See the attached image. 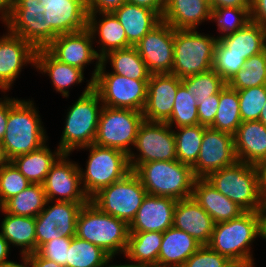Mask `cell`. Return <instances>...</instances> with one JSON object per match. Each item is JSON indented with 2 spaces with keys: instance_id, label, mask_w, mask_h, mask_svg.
<instances>
[{
  "instance_id": "obj_1",
  "label": "cell",
  "mask_w": 266,
  "mask_h": 267,
  "mask_svg": "<svg viewBox=\"0 0 266 267\" xmlns=\"http://www.w3.org/2000/svg\"><path fill=\"white\" fill-rule=\"evenodd\" d=\"M258 238L263 240L262 211L244 212L237 218L216 223L208 246L237 267H255L251 246Z\"/></svg>"
},
{
  "instance_id": "obj_2",
  "label": "cell",
  "mask_w": 266,
  "mask_h": 267,
  "mask_svg": "<svg viewBox=\"0 0 266 267\" xmlns=\"http://www.w3.org/2000/svg\"><path fill=\"white\" fill-rule=\"evenodd\" d=\"M39 112L33 100L9 97V115L2 142L10 161L48 141Z\"/></svg>"
},
{
  "instance_id": "obj_3",
  "label": "cell",
  "mask_w": 266,
  "mask_h": 267,
  "mask_svg": "<svg viewBox=\"0 0 266 267\" xmlns=\"http://www.w3.org/2000/svg\"><path fill=\"white\" fill-rule=\"evenodd\" d=\"M205 179L245 212L263 211L266 206V193L257 165L236 161Z\"/></svg>"
},
{
  "instance_id": "obj_4",
  "label": "cell",
  "mask_w": 266,
  "mask_h": 267,
  "mask_svg": "<svg viewBox=\"0 0 266 267\" xmlns=\"http://www.w3.org/2000/svg\"><path fill=\"white\" fill-rule=\"evenodd\" d=\"M88 82L75 103L67 109L66 118L58 148L71 153L81 147L94 144L98 121L103 104L100 95Z\"/></svg>"
},
{
  "instance_id": "obj_5",
  "label": "cell",
  "mask_w": 266,
  "mask_h": 267,
  "mask_svg": "<svg viewBox=\"0 0 266 267\" xmlns=\"http://www.w3.org/2000/svg\"><path fill=\"white\" fill-rule=\"evenodd\" d=\"M129 224L102 212L91 201L80 209L76 220V236L107 252L110 256L125 254Z\"/></svg>"
},
{
  "instance_id": "obj_6",
  "label": "cell",
  "mask_w": 266,
  "mask_h": 267,
  "mask_svg": "<svg viewBox=\"0 0 266 267\" xmlns=\"http://www.w3.org/2000/svg\"><path fill=\"white\" fill-rule=\"evenodd\" d=\"M134 172L147 194L175 200L192 197L195 176L192 167L173 161H151L140 164Z\"/></svg>"
},
{
  "instance_id": "obj_7",
  "label": "cell",
  "mask_w": 266,
  "mask_h": 267,
  "mask_svg": "<svg viewBox=\"0 0 266 267\" xmlns=\"http://www.w3.org/2000/svg\"><path fill=\"white\" fill-rule=\"evenodd\" d=\"M198 29H175L174 58L171 74L178 78L212 70L218 38Z\"/></svg>"
},
{
  "instance_id": "obj_8",
  "label": "cell",
  "mask_w": 266,
  "mask_h": 267,
  "mask_svg": "<svg viewBox=\"0 0 266 267\" xmlns=\"http://www.w3.org/2000/svg\"><path fill=\"white\" fill-rule=\"evenodd\" d=\"M82 149L89 151L86 169L79 165L82 187L89 199L131 171L128 155L124 151L96 144L81 147L77 151Z\"/></svg>"
},
{
  "instance_id": "obj_9",
  "label": "cell",
  "mask_w": 266,
  "mask_h": 267,
  "mask_svg": "<svg viewBox=\"0 0 266 267\" xmlns=\"http://www.w3.org/2000/svg\"><path fill=\"white\" fill-rule=\"evenodd\" d=\"M106 67L100 63L93 81V89L100 95L103 106L142 112L147 100L149 80H134L107 72Z\"/></svg>"
},
{
  "instance_id": "obj_10",
  "label": "cell",
  "mask_w": 266,
  "mask_h": 267,
  "mask_svg": "<svg viewBox=\"0 0 266 267\" xmlns=\"http://www.w3.org/2000/svg\"><path fill=\"white\" fill-rule=\"evenodd\" d=\"M146 195L140 178L131 170L122 179L101 189L90 201L102 212L130 224Z\"/></svg>"
},
{
  "instance_id": "obj_11",
  "label": "cell",
  "mask_w": 266,
  "mask_h": 267,
  "mask_svg": "<svg viewBox=\"0 0 266 267\" xmlns=\"http://www.w3.org/2000/svg\"><path fill=\"white\" fill-rule=\"evenodd\" d=\"M143 121V112L103 106L94 144L116 148L129 155L134 150L137 132Z\"/></svg>"
},
{
  "instance_id": "obj_12",
  "label": "cell",
  "mask_w": 266,
  "mask_h": 267,
  "mask_svg": "<svg viewBox=\"0 0 266 267\" xmlns=\"http://www.w3.org/2000/svg\"><path fill=\"white\" fill-rule=\"evenodd\" d=\"M128 155L130 169L151 161H173L176 157V143L173 128L166 122L144 120L138 129L133 147Z\"/></svg>"
},
{
  "instance_id": "obj_13",
  "label": "cell",
  "mask_w": 266,
  "mask_h": 267,
  "mask_svg": "<svg viewBox=\"0 0 266 267\" xmlns=\"http://www.w3.org/2000/svg\"><path fill=\"white\" fill-rule=\"evenodd\" d=\"M71 153H63L52 165L43 183L48 200L74 203L90 201L81 182L79 163L69 159Z\"/></svg>"
},
{
  "instance_id": "obj_14",
  "label": "cell",
  "mask_w": 266,
  "mask_h": 267,
  "mask_svg": "<svg viewBox=\"0 0 266 267\" xmlns=\"http://www.w3.org/2000/svg\"><path fill=\"white\" fill-rule=\"evenodd\" d=\"M93 37L88 28L60 34L45 49L58 61L81 69L95 63L90 80L94 81L101 59L93 48ZM96 60V61H95Z\"/></svg>"
},
{
  "instance_id": "obj_15",
  "label": "cell",
  "mask_w": 266,
  "mask_h": 267,
  "mask_svg": "<svg viewBox=\"0 0 266 267\" xmlns=\"http://www.w3.org/2000/svg\"><path fill=\"white\" fill-rule=\"evenodd\" d=\"M236 161L234 136L206 127L198 158L192 166L195 178L205 179L211 173L230 166Z\"/></svg>"
},
{
  "instance_id": "obj_16",
  "label": "cell",
  "mask_w": 266,
  "mask_h": 267,
  "mask_svg": "<svg viewBox=\"0 0 266 267\" xmlns=\"http://www.w3.org/2000/svg\"><path fill=\"white\" fill-rule=\"evenodd\" d=\"M44 6L46 22V47L60 34L87 28L86 0H39Z\"/></svg>"
},
{
  "instance_id": "obj_17",
  "label": "cell",
  "mask_w": 266,
  "mask_h": 267,
  "mask_svg": "<svg viewBox=\"0 0 266 267\" xmlns=\"http://www.w3.org/2000/svg\"><path fill=\"white\" fill-rule=\"evenodd\" d=\"M175 29L161 21L135 46L150 74H171Z\"/></svg>"
},
{
  "instance_id": "obj_18",
  "label": "cell",
  "mask_w": 266,
  "mask_h": 267,
  "mask_svg": "<svg viewBox=\"0 0 266 267\" xmlns=\"http://www.w3.org/2000/svg\"><path fill=\"white\" fill-rule=\"evenodd\" d=\"M11 15L6 30L20 36L36 49L46 48L44 6L39 0H11Z\"/></svg>"
},
{
  "instance_id": "obj_19",
  "label": "cell",
  "mask_w": 266,
  "mask_h": 267,
  "mask_svg": "<svg viewBox=\"0 0 266 267\" xmlns=\"http://www.w3.org/2000/svg\"><path fill=\"white\" fill-rule=\"evenodd\" d=\"M37 49L8 30L0 37V91L9 92L21 75L23 66L35 67Z\"/></svg>"
},
{
  "instance_id": "obj_20",
  "label": "cell",
  "mask_w": 266,
  "mask_h": 267,
  "mask_svg": "<svg viewBox=\"0 0 266 267\" xmlns=\"http://www.w3.org/2000/svg\"><path fill=\"white\" fill-rule=\"evenodd\" d=\"M181 84V78L174 74H152L148 81L147 100L142 111L144 120L167 122Z\"/></svg>"
},
{
  "instance_id": "obj_21",
  "label": "cell",
  "mask_w": 266,
  "mask_h": 267,
  "mask_svg": "<svg viewBox=\"0 0 266 267\" xmlns=\"http://www.w3.org/2000/svg\"><path fill=\"white\" fill-rule=\"evenodd\" d=\"M177 200L147 194L137 210L135 218L129 224L130 232H165L173 226Z\"/></svg>"
},
{
  "instance_id": "obj_22",
  "label": "cell",
  "mask_w": 266,
  "mask_h": 267,
  "mask_svg": "<svg viewBox=\"0 0 266 267\" xmlns=\"http://www.w3.org/2000/svg\"><path fill=\"white\" fill-rule=\"evenodd\" d=\"M87 28L97 45L94 48L99 47L95 51L100 59L109 52L131 47L124 28L113 12L88 13Z\"/></svg>"
},
{
  "instance_id": "obj_23",
  "label": "cell",
  "mask_w": 266,
  "mask_h": 267,
  "mask_svg": "<svg viewBox=\"0 0 266 267\" xmlns=\"http://www.w3.org/2000/svg\"><path fill=\"white\" fill-rule=\"evenodd\" d=\"M215 222L193 197L180 199L176 203L173 227L192 236L201 245H208Z\"/></svg>"
},
{
  "instance_id": "obj_24",
  "label": "cell",
  "mask_w": 266,
  "mask_h": 267,
  "mask_svg": "<svg viewBox=\"0 0 266 267\" xmlns=\"http://www.w3.org/2000/svg\"><path fill=\"white\" fill-rule=\"evenodd\" d=\"M233 136L237 161L259 166L266 159V126L263 123L242 122Z\"/></svg>"
},
{
  "instance_id": "obj_25",
  "label": "cell",
  "mask_w": 266,
  "mask_h": 267,
  "mask_svg": "<svg viewBox=\"0 0 266 267\" xmlns=\"http://www.w3.org/2000/svg\"><path fill=\"white\" fill-rule=\"evenodd\" d=\"M266 28L249 22L244 28L219 38L214 54H236L248 59L264 51Z\"/></svg>"
},
{
  "instance_id": "obj_26",
  "label": "cell",
  "mask_w": 266,
  "mask_h": 267,
  "mask_svg": "<svg viewBox=\"0 0 266 267\" xmlns=\"http://www.w3.org/2000/svg\"><path fill=\"white\" fill-rule=\"evenodd\" d=\"M34 68L49 76L54 90L64 98H69L71 86L81 84L85 79L81 69L58 61L45 48L37 49Z\"/></svg>"
},
{
  "instance_id": "obj_27",
  "label": "cell",
  "mask_w": 266,
  "mask_h": 267,
  "mask_svg": "<svg viewBox=\"0 0 266 267\" xmlns=\"http://www.w3.org/2000/svg\"><path fill=\"white\" fill-rule=\"evenodd\" d=\"M192 197L216 223L239 217L245 211L206 179H195Z\"/></svg>"
},
{
  "instance_id": "obj_28",
  "label": "cell",
  "mask_w": 266,
  "mask_h": 267,
  "mask_svg": "<svg viewBox=\"0 0 266 267\" xmlns=\"http://www.w3.org/2000/svg\"><path fill=\"white\" fill-rule=\"evenodd\" d=\"M211 7L204 0H166L162 21L174 29H197L210 20Z\"/></svg>"
},
{
  "instance_id": "obj_29",
  "label": "cell",
  "mask_w": 266,
  "mask_h": 267,
  "mask_svg": "<svg viewBox=\"0 0 266 267\" xmlns=\"http://www.w3.org/2000/svg\"><path fill=\"white\" fill-rule=\"evenodd\" d=\"M113 13L124 28L127 41L131 46H136L162 21V17L156 11L127 2L116 8Z\"/></svg>"
},
{
  "instance_id": "obj_30",
  "label": "cell",
  "mask_w": 266,
  "mask_h": 267,
  "mask_svg": "<svg viewBox=\"0 0 266 267\" xmlns=\"http://www.w3.org/2000/svg\"><path fill=\"white\" fill-rule=\"evenodd\" d=\"M201 246L188 233L172 226L163 232L157 267H182Z\"/></svg>"
},
{
  "instance_id": "obj_31",
  "label": "cell",
  "mask_w": 266,
  "mask_h": 267,
  "mask_svg": "<svg viewBox=\"0 0 266 267\" xmlns=\"http://www.w3.org/2000/svg\"><path fill=\"white\" fill-rule=\"evenodd\" d=\"M0 212L4 216L0 222V232L10 247L20 249L19 254L36 252L35 217L9 214L1 207Z\"/></svg>"
},
{
  "instance_id": "obj_32",
  "label": "cell",
  "mask_w": 266,
  "mask_h": 267,
  "mask_svg": "<svg viewBox=\"0 0 266 267\" xmlns=\"http://www.w3.org/2000/svg\"><path fill=\"white\" fill-rule=\"evenodd\" d=\"M47 143L30 153L19 155L11 160L31 183L43 184L52 165L63 154L58 147L52 151Z\"/></svg>"
},
{
  "instance_id": "obj_33",
  "label": "cell",
  "mask_w": 266,
  "mask_h": 267,
  "mask_svg": "<svg viewBox=\"0 0 266 267\" xmlns=\"http://www.w3.org/2000/svg\"><path fill=\"white\" fill-rule=\"evenodd\" d=\"M162 239L161 232H130L124 258L146 267H157Z\"/></svg>"
},
{
  "instance_id": "obj_34",
  "label": "cell",
  "mask_w": 266,
  "mask_h": 267,
  "mask_svg": "<svg viewBox=\"0 0 266 267\" xmlns=\"http://www.w3.org/2000/svg\"><path fill=\"white\" fill-rule=\"evenodd\" d=\"M111 72L134 80H149L151 74L135 46L109 52L101 59Z\"/></svg>"
},
{
  "instance_id": "obj_35",
  "label": "cell",
  "mask_w": 266,
  "mask_h": 267,
  "mask_svg": "<svg viewBox=\"0 0 266 267\" xmlns=\"http://www.w3.org/2000/svg\"><path fill=\"white\" fill-rule=\"evenodd\" d=\"M43 184L31 183L26 189L8 199L1 208L9 214L36 217L46 206Z\"/></svg>"
},
{
  "instance_id": "obj_36",
  "label": "cell",
  "mask_w": 266,
  "mask_h": 267,
  "mask_svg": "<svg viewBox=\"0 0 266 267\" xmlns=\"http://www.w3.org/2000/svg\"><path fill=\"white\" fill-rule=\"evenodd\" d=\"M241 123L238 92L225 85L220 90L218 110L209 127L234 135Z\"/></svg>"
},
{
  "instance_id": "obj_37",
  "label": "cell",
  "mask_w": 266,
  "mask_h": 267,
  "mask_svg": "<svg viewBox=\"0 0 266 267\" xmlns=\"http://www.w3.org/2000/svg\"><path fill=\"white\" fill-rule=\"evenodd\" d=\"M51 204V205H50ZM86 203L47 200L46 206L36 217H47L56 222V230L66 237L76 236V220Z\"/></svg>"
},
{
  "instance_id": "obj_38",
  "label": "cell",
  "mask_w": 266,
  "mask_h": 267,
  "mask_svg": "<svg viewBox=\"0 0 266 267\" xmlns=\"http://www.w3.org/2000/svg\"><path fill=\"white\" fill-rule=\"evenodd\" d=\"M205 128L197 124L173 129L178 161L191 167L196 163Z\"/></svg>"
},
{
  "instance_id": "obj_39",
  "label": "cell",
  "mask_w": 266,
  "mask_h": 267,
  "mask_svg": "<svg viewBox=\"0 0 266 267\" xmlns=\"http://www.w3.org/2000/svg\"><path fill=\"white\" fill-rule=\"evenodd\" d=\"M226 85L234 90L266 85V55L264 51L246 59L243 68Z\"/></svg>"
},
{
  "instance_id": "obj_40",
  "label": "cell",
  "mask_w": 266,
  "mask_h": 267,
  "mask_svg": "<svg viewBox=\"0 0 266 267\" xmlns=\"http://www.w3.org/2000/svg\"><path fill=\"white\" fill-rule=\"evenodd\" d=\"M110 255L102 248L74 236L67 254V267H99Z\"/></svg>"
},
{
  "instance_id": "obj_41",
  "label": "cell",
  "mask_w": 266,
  "mask_h": 267,
  "mask_svg": "<svg viewBox=\"0 0 266 267\" xmlns=\"http://www.w3.org/2000/svg\"><path fill=\"white\" fill-rule=\"evenodd\" d=\"M166 123L172 128L199 124L196 98L188 93L183 84L178 87L172 114Z\"/></svg>"
},
{
  "instance_id": "obj_42",
  "label": "cell",
  "mask_w": 266,
  "mask_h": 267,
  "mask_svg": "<svg viewBox=\"0 0 266 267\" xmlns=\"http://www.w3.org/2000/svg\"><path fill=\"white\" fill-rule=\"evenodd\" d=\"M209 21L216 23L219 39L244 28L251 21L250 8H211Z\"/></svg>"
},
{
  "instance_id": "obj_43",
  "label": "cell",
  "mask_w": 266,
  "mask_h": 267,
  "mask_svg": "<svg viewBox=\"0 0 266 267\" xmlns=\"http://www.w3.org/2000/svg\"><path fill=\"white\" fill-rule=\"evenodd\" d=\"M188 93L195 98H206L217 94L226 82L213 69L204 73L191 75L181 79Z\"/></svg>"
},
{
  "instance_id": "obj_44",
  "label": "cell",
  "mask_w": 266,
  "mask_h": 267,
  "mask_svg": "<svg viewBox=\"0 0 266 267\" xmlns=\"http://www.w3.org/2000/svg\"><path fill=\"white\" fill-rule=\"evenodd\" d=\"M242 122L258 121L266 103V85L237 90Z\"/></svg>"
},
{
  "instance_id": "obj_45",
  "label": "cell",
  "mask_w": 266,
  "mask_h": 267,
  "mask_svg": "<svg viewBox=\"0 0 266 267\" xmlns=\"http://www.w3.org/2000/svg\"><path fill=\"white\" fill-rule=\"evenodd\" d=\"M30 184L31 182L11 161L2 165L0 167V207Z\"/></svg>"
},
{
  "instance_id": "obj_46",
  "label": "cell",
  "mask_w": 266,
  "mask_h": 267,
  "mask_svg": "<svg viewBox=\"0 0 266 267\" xmlns=\"http://www.w3.org/2000/svg\"><path fill=\"white\" fill-rule=\"evenodd\" d=\"M182 267H237L227 257L212 250L208 245H202L192 254Z\"/></svg>"
},
{
  "instance_id": "obj_47",
  "label": "cell",
  "mask_w": 266,
  "mask_h": 267,
  "mask_svg": "<svg viewBox=\"0 0 266 267\" xmlns=\"http://www.w3.org/2000/svg\"><path fill=\"white\" fill-rule=\"evenodd\" d=\"M72 238L63 236L52 239L41 245L36 253L42 258L67 267V254Z\"/></svg>"
},
{
  "instance_id": "obj_48",
  "label": "cell",
  "mask_w": 266,
  "mask_h": 267,
  "mask_svg": "<svg viewBox=\"0 0 266 267\" xmlns=\"http://www.w3.org/2000/svg\"><path fill=\"white\" fill-rule=\"evenodd\" d=\"M242 55L214 54L212 69L227 83L245 63Z\"/></svg>"
},
{
  "instance_id": "obj_49",
  "label": "cell",
  "mask_w": 266,
  "mask_h": 267,
  "mask_svg": "<svg viewBox=\"0 0 266 267\" xmlns=\"http://www.w3.org/2000/svg\"><path fill=\"white\" fill-rule=\"evenodd\" d=\"M220 99V91L206 98H196L199 124L209 127L215 119Z\"/></svg>"
},
{
  "instance_id": "obj_50",
  "label": "cell",
  "mask_w": 266,
  "mask_h": 267,
  "mask_svg": "<svg viewBox=\"0 0 266 267\" xmlns=\"http://www.w3.org/2000/svg\"><path fill=\"white\" fill-rule=\"evenodd\" d=\"M56 227V222L53 223L47 217H35L36 250L44 243L64 236Z\"/></svg>"
},
{
  "instance_id": "obj_51",
  "label": "cell",
  "mask_w": 266,
  "mask_h": 267,
  "mask_svg": "<svg viewBox=\"0 0 266 267\" xmlns=\"http://www.w3.org/2000/svg\"><path fill=\"white\" fill-rule=\"evenodd\" d=\"M126 0H86L88 13L113 12Z\"/></svg>"
},
{
  "instance_id": "obj_52",
  "label": "cell",
  "mask_w": 266,
  "mask_h": 267,
  "mask_svg": "<svg viewBox=\"0 0 266 267\" xmlns=\"http://www.w3.org/2000/svg\"><path fill=\"white\" fill-rule=\"evenodd\" d=\"M251 22L266 28V0H250Z\"/></svg>"
},
{
  "instance_id": "obj_53",
  "label": "cell",
  "mask_w": 266,
  "mask_h": 267,
  "mask_svg": "<svg viewBox=\"0 0 266 267\" xmlns=\"http://www.w3.org/2000/svg\"><path fill=\"white\" fill-rule=\"evenodd\" d=\"M127 3L146 7L156 11L161 17L163 16L166 0H126Z\"/></svg>"
},
{
  "instance_id": "obj_54",
  "label": "cell",
  "mask_w": 266,
  "mask_h": 267,
  "mask_svg": "<svg viewBox=\"0 0 266 267\" xmlns=\"http://www.w3.org/2000/svg\"><path fill=\"white\" fill-rule=\"evenodd\" d=\"M4 96V97H3ZM0 98V140L3 139L6 132L8 115H9V97L5 93Z\"/></svg>"
},
{
  "instance_id": "obj_55",
  "label": "cell",
  "mask_w": 266,
  "mask_h": 267,
  "mask_svg": "<svg viewBox=\"0 0 266 267\" xmlns=\"http://www.w3.org/2000/svg\"><path fill=\"white\" fill-rule=\"evenodd\" d=\"M211 8H250V0H212Z\"/></svg>"
},
{
  "instance_id": "obj_56",
  "label": "cell",
  "mask_w": 266,
  "mask_h": 267,
  "mask_svg": "<svg viewBox=\"0 0 266 267\" xmlns=\"http://www.w3.org/2000/svg\"><path fill=\"white\" fill-rule=\"evenodd\" d=\"M33 267H65L54 261L40 257L36 252L28 254Z\"/></svg>"
},
{
  "instance_id": "obj_57",
  "label": "cell",
  "mask_w": 266,
  "mask_h": 267,
  "mask_svg": "<svg viewBox=\"0 0 266 267\" xmlns=\"http://www.w3.org/2000/svg\"><path fill=\"white\" fill-rule=\"evenodd\" d=\"M11 0H0V20L4 26L8 23L11 15Z\"/></svg>"
},
{
  "instance_id": "obj_58",
  "label": "cell",
  "mask_w": 266,
  "mask_h": 267,
  "mask_svg": "<svg viewBox=\"0 0 266 267\" xmlns=\"http://www.w3.org/2000/svg\"><path fill=\"white\" fill-rule=\"evenodd\" d=\"M20 258L22 259L20 260L21 263L9 259V261L2 263L0 267H33L28 254H20Z\"/></svg>"
},
{
  "instance_id": "obj_59",
  "label": "cell",
  "mask_w": 266,
  "mask_h": 267,
  "mask_svg": "<svg viewBox=\"0 0 266 267\" xmlns=\"http://www.w3.org/2000/svg\"><path fill=\"white\" fill-rule=\"evenodd\" d=\"M10 245L0 232V265L8 260L11 251Z\"/></svg>"
},
{
  "instance_id": "obj_60",
  "label": "cell",
  "mask_w": 266,
  "mask_h": 267,
  "mask_svg": "<svg viewBox=\"0 0 266 267\" xmlns=\"http://www.w3.org/2000/svg\"><path fill=\"white\" fill-rule=\"evenodd\" d=\"M115 256H109L106 261L104 263H102L99 267H146L145 265L142 264H138L135 261L129 260L130 262L127 263L125 262V264L120 263V264H114L113 260H114ZM109 263H113V264H109ZM127 263V264H126Z\"/></svg>"
},
{
  "instance_id": "obj_61",
  "label": "cell",
  "mask_w": 266,
  "mask_h": 267,
  "mask_svg": "<svg viewBox=\"0 0 266 267\" xmlns=\"http://www.w3.org/2000/svg\"><path fill=\"white\" fill-rule=\"evenodd\" d=\"M258 167L260 171L262 188L266 193V159Z\"/></svg>"
},
{
  "instance_id": "obj_62",
  "label": "cell",
  "mask_w": 266,
  "mask_h": 267,
  "mask_svg": "<svg viewBox=\"0 0 266 267\" xmlns=\"http://www.w3.org/2000/svg\"><path fill=\"white\" fill-rule=\"evenodd\" d=\"M9 162H10V160L8 159V157L6 155L3 142H2V140H0V167L2 165L9 163Z\"/></svg>"
},
{
  "instance_id": "obj_63",
  "label": "cell",
  "mask_w": 266,
  "mask_h": 267,
  "mask_svg": "<svg viewBox=\"0 0 266 267\" xmlns=\"http://www.w3.org/2000/svg\"><path fill=\"white\" fill-rule=\"evenodd\" d=\"M263 214V239L266 241V206L262 211Z\"/></svg>"
},
{
  "instance_id": "obj_64",
  "label": "cell",
  "mask_w": 266,
  "mask_h": 267,
  "mask_svg": "<svg viewBox=\"0 0 266 267\" xmlns=\"http://www.w3.org/2000/svg\"><path fill=\"white\" fill-rule=\"evenodd\" d=\"M261 123H263L266 126V105L263 106V109L261 111L259 120Z\"/></svg>"
},
{
  "instance_id": "obj_65",
  "label": "cell",
  "mask_w": 266,
  "mask_h": 267,
  "mask_svg": "<svg viewBox=\"0 0 266 267\" xmlns=\"http://www.w3.org/2000/svg\"><path fill=\"white\" fill-rule=\"evenodd\" d=\"M264 53L266 55V40H265V44H264Z\"/></svg>"
},
{
  "instance_id": "obj_66",
  "label": "cell",
  "mask_w": 266,
  "mask_h": 267,
  "mask_svg": "<svg viewBox=\"0 0 266 267\" xmlns=\"http://www.w3.org/2000/svg\"><path fill=\"white\" fill-rule=\"evenodd\" d=\"M204 1H207V2L211 5V1H212V0H204Z\"/></svg>"
}]
</instances>
